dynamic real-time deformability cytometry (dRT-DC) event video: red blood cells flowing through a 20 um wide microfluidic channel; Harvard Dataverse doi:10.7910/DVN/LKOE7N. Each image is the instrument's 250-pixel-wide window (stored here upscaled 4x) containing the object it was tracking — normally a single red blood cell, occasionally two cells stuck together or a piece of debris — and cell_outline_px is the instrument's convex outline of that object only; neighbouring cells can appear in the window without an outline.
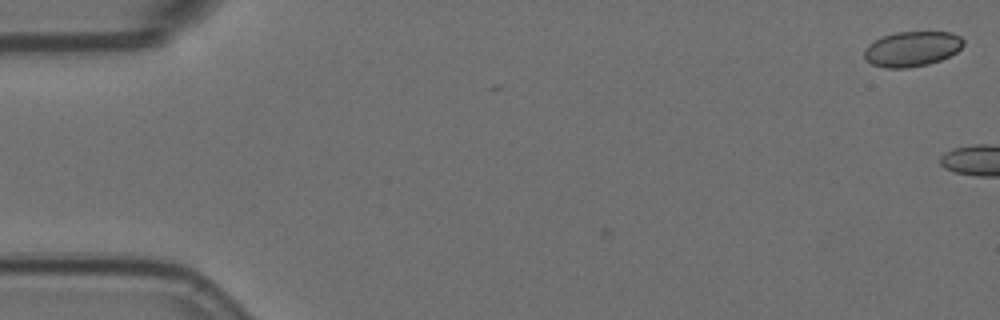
{"species": "Egyptian fruit bat (a non-hibernating species)", "species_latin": "Rousettus aegyptiacus", "temperature_condition": "room temperature", "stored_images_in_passage": 5, "camera_frame_rate_fps": 3000, "um_per_image_px": 0.085, "animal": {"sex": "female"}, "frame": {"image": 1, "passage_image": 5, "time_ms": 1.333, "image_size_px": [1000, 320], "cell_outline_px": [[964, 44], [956, 52], [940, 60], [928, 64], [908, 68], [884, 68], [872, 64], [864, 56], [864, 52], [868, 44], [880, 36], [896, 32], [952, 32], [960, 36], [964, 40]], "centroid_in_image_um": [77.51, 4.15], "position_along_channel_um": 7.5, "area_um2": 20.35}}